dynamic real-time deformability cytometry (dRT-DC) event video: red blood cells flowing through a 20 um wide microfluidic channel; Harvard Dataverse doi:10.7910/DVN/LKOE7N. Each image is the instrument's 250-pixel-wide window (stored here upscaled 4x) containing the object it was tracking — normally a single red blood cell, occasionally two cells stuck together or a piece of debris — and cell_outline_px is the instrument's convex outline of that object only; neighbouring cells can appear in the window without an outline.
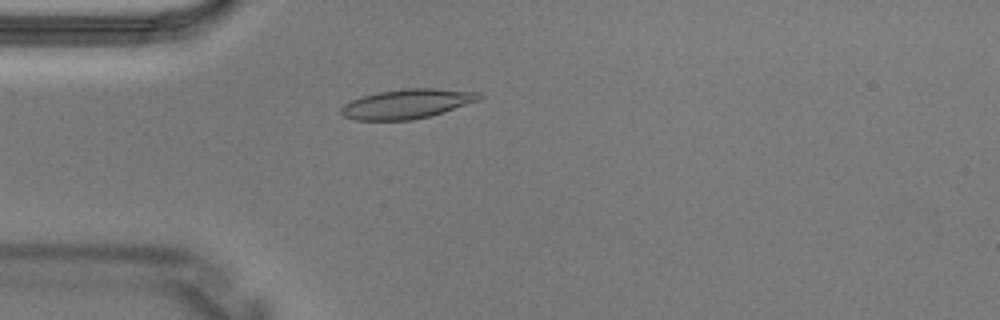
{"species": "Egyptian fruit bat (a non-hibernating species)", "species_latin": "Rousettus aegyptiacus", "temperature_condition": "warm", "stored_images_in_passage": 1, "camera_frame_rate_fps": 3000, "um_per_image_px": 0.085, "animal": {"sex": "male"}, "frame": {"image": 1, "passage_image": 1, "time_ms": 0.0, "image_size_px": [1000, 320], "cell_outline_px": [[484, 96], [480, 100], [444, 112], [412, 120], [356, 120], [344, 116], [340, 112], [340, 108], [344, 104], [360, 96], [380, 92], [408, 88], [436, 88], [480, 92]], "centroid_in_image_um": [34.62, 8.82], "position_along_channel_um": 50.4, "area_um2": 23.76}}